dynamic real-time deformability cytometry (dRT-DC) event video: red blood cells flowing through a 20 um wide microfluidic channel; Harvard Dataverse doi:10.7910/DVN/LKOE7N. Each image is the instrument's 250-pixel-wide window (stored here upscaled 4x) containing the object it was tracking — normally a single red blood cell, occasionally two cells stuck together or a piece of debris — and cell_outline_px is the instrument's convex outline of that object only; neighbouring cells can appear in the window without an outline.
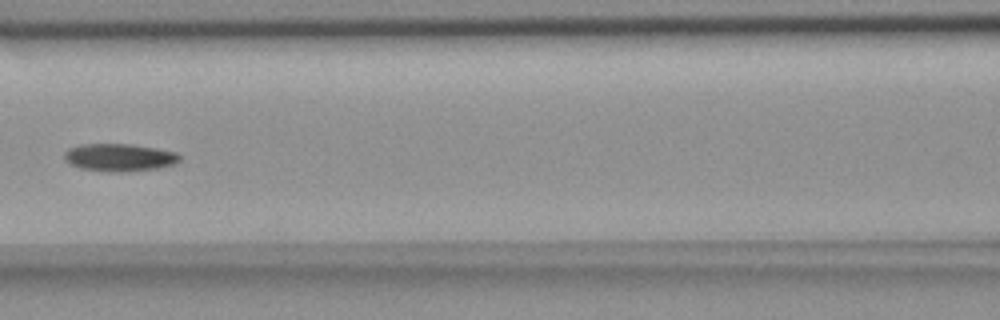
{"species": "common noctule bat (a hibernating species)", "species_latin": "Nyctalus noctula", "temperature_condition": "room temperature", "stored_images_in_passage": 8, "camera_frame_rate_fps": 3000, "um_per_image_px": 0.085, "animal": {"sex": "female", "body_mass_g": 18.4}, "frame": {"image": 1, "passage_image": 6, "time_ms": 5.667, "image_size_px": [1000, 320], "cell_outline_px": [[180, 160], [176, 164], [160, 168], [124, 172], [108, 172], [80, 168], [68, 164], [64, 160], [64, 152], [68, 148], [80, 144], [128, 144], [156, 148], [176, 152], [180, 156]], "centroid_in_image_um": [10.12, 13.39], "position_along_channel_um": 156.5, "area_um2": 18.84}}
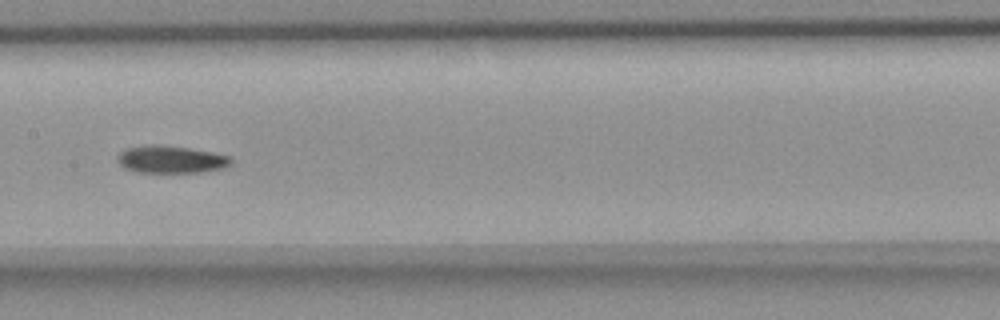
{"frame": {"image": 2, "passage_image": 7, "time_ms": 6.667, "image_size_px": [1000, 320], "cell_outline_px": [[232, 164], [224, 168], [200, 172], [136, 172], [124, 168], [120, 164], [120, 152], [128, 148], [152, 144], [160, 144], [188, 148], [212, 152], [232, 156]], "centroid_in_image_um": [14.6, 13.55], "position_along_channel_um": 192.8, "area_um2": 18.03}}
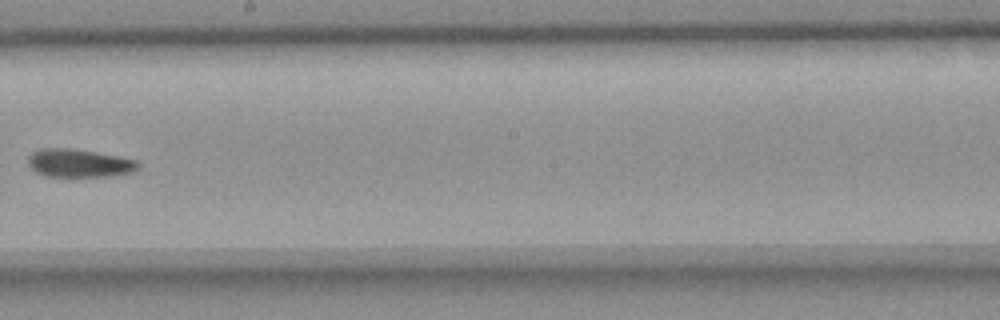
{"frame": {"image": 3, "passage_image": 8, "time_ms": 8.0, "image_size_px": [1000, 320], "cell_outline_px": [[140, 168], [132, 172], [108, 176], [44, 176], [36, 172], [28, 164], [28, 156], [32, 152], [40, 148], [72, 148], [96, 152], [136, 160], [140, 164]], "centroid_in_image_um": [6.7, 13.86], "position_along_channel_um": 241.5, "area_um2": 18.03}}